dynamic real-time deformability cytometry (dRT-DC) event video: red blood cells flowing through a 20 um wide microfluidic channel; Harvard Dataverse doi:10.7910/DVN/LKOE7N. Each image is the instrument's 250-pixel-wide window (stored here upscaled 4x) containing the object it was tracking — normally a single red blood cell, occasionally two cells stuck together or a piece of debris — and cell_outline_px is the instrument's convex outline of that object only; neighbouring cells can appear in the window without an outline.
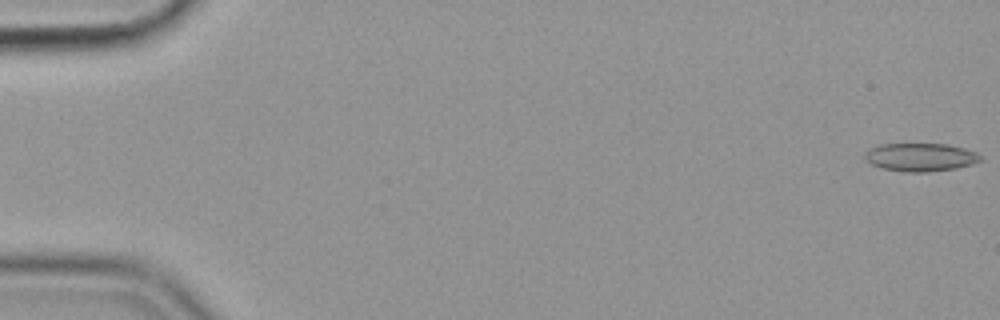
{"species": "common noctule bat (a hibernating species)", "species_latin": "Nyctalus noctula", "temperature_condition": "cold", "stored_images_in_passage": 56, "camera_frame_rate_fps": 3000, "um_per_image_px": 0.085, "animal": {"sex": "female", "body_mass_g": 19.9}, "frame": {"image": 1, "passage_image": 1, "time_ms": 0.0, "image_size_px": [1000, 320], "cell_outline_px": [[980, 160], [972, 164], [956, 168], [928, 172], [904, 172], [880, 168], [864, 160], [864, 152], [868, 148], [880, 144], [948, 144], [964, 148], [976, 152], [980, 156]], "centroid_in_image_um": [78.18, 13.36], "position_along_channel_um": 6.8, "area_um2": 19.13}}
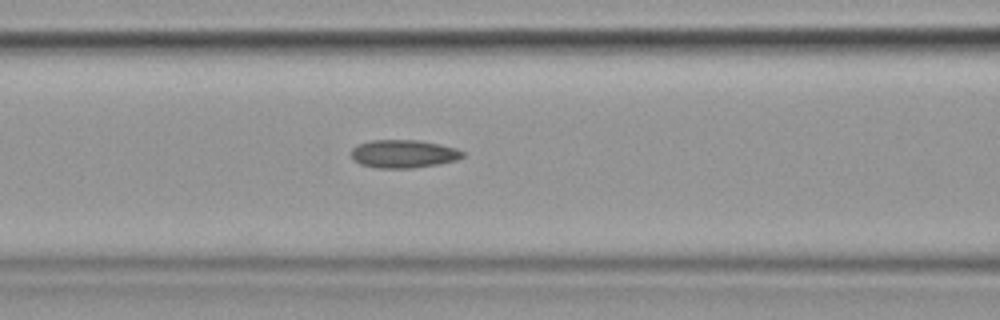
{"frame": {"image": 2, "passage_image": 24, "time_ms": 7.667, "image_size_px": [1000, 320], "cell_outline_px": [[464, 156], [456, 160], [440, 164], [412, 168], [380, 168], [360, 164], [352, 160], [352, 148], [360, 144], [372, 140], [420, 140], [440, 144], [456, 148], [464, 152]], "centroid_in_image_um": [34.32, 13.08], "position_along_channel_um": 132.3, "area_um2": 18.26}}
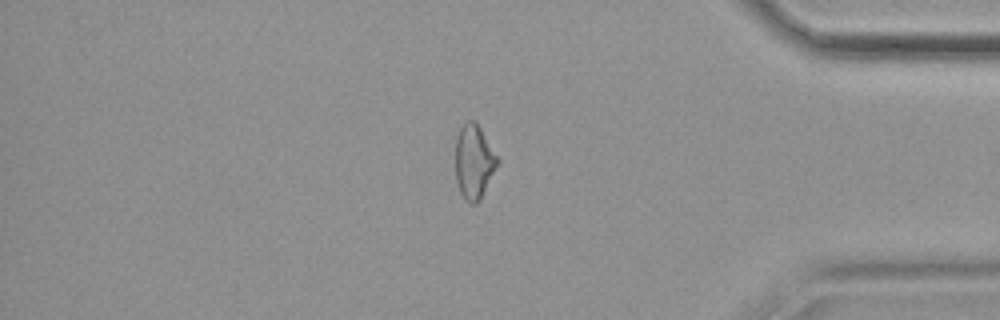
{"frame": {"image": 3, "passage_image": 48, "time_ms": 15.667, "image_size_px": [1000, 320], "cell_outline_px": [[500, 160], [480, 200], [476, 204], [472, 204], [460, 192], [456, 180], [456, 136], [460, 128], [468, 120], [476, 120]], "centroid_in_image_um": [40.29, 13.71], "position_along_channel_um": 394.9, "area_um2": 18.09}, "authors_computed_cell_mechanics": {"area_um2": 18.6694, "velocity_mm_per_s": 3.5987, "shape_relaxation_time_tau1_ms": null, "shape_relaxation_time_tau2_ms": 3.0875, "deformation_change_tau1": null, "deformation_change_tau2": 0.1042}}